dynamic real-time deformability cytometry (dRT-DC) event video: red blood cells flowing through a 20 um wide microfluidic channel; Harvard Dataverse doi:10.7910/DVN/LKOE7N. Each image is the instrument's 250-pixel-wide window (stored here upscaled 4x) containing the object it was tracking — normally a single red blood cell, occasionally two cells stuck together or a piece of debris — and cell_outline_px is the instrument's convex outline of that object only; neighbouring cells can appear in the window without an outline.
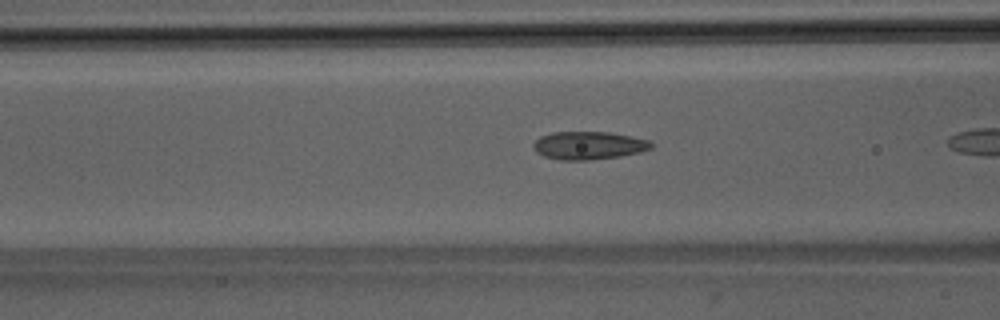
{"species": "Egyptian fruit bat (a non-hibernating species)", "species_latin": "Rousettus aegyptiacus", "temperature_condition": "room temperature", "stored_images_in_passage": 7, "camera_frame_rate_fps": 3000, "um_per_image_px": 0.085, "animal": {"sex": "male"}, "frame": {"image": 1, "passage_image": 6, "time_ms": 1.667, "image_size_px": [1000, 320], "cell_outline_px": [[652, 148], [640, 152], [620, 156], [588, 160], [560, 160], [544, 156], [536, 152], [532, 148], [532, 144], [540, 136], [552, 132], [608, 132], [632, 136], [648, 140], [652, 144]], "centroid_in_image_um": [50.0, 12.36], "position_along_channel_um": 116.6, "area_um2": 19.25}}